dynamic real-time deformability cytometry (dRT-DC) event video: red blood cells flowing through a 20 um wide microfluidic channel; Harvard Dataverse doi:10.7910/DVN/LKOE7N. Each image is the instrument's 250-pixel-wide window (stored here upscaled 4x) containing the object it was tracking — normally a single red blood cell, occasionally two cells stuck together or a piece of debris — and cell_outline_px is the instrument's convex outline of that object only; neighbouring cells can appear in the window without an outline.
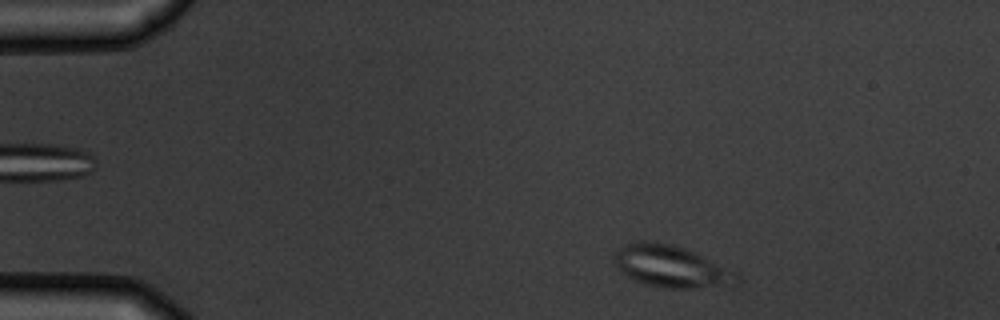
{"species": "common noctule bat (a hibernating species)", "species_latin": "Nyctalus noctula", "temperature_condition": "warm", "stored_images_in_passage": 5, "camera_frame_rate_fps": 3000, "um_per_image_px": 0.085, "animal": {"sex": "male", "body_mass_g": 19.5, "forearm_length_mm": 54.6}, "frame": {"image": 1, "passage_image": 5, "time_ms": 5.667, "image_size_px": [1000, 320], "cell_outline_px": [[740, 280], [736, 288], [660, 288], [644, 284], [620, 272], [612, 260], [612, 252], [616, 248], [624, 244], [640, 240], [644, 240], [672, 244], [696, 252], [740, 272]], "centroid_in_image_um": [57.13, 22.67], "position_along_channel_um": 27.9, "area_um2": 31.39}}